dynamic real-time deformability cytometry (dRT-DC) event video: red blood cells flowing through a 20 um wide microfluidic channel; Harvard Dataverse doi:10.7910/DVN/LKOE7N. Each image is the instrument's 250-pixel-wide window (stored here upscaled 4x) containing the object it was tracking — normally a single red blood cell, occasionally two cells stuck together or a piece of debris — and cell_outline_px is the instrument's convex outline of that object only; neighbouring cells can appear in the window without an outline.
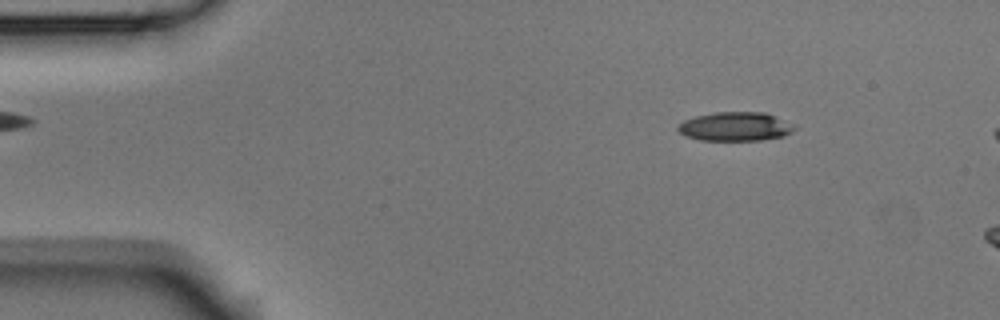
{"species": "Egyptian fruit bat (a non-hibernating species)", "species_latin": "Rousettus aegyptiacus", "temperature_condition": "room temperature", "stored_images_in_passage": 4, "camera_frame_rate_fps": 3000, "um_per_image_px": 0.085, "animal": {"sex": "male"}, "frame": {"image": 1, "passage_image": 2, "time_ms": 0.333, "image_size_px": [1000, 320], "cell_outline_px": [[796, 128], [792, 132], [784, 136], [760, 140], [700, 140], [684, 136], [676, 128], [684, 120], [696, 116], [716, 112], [764, 112], [796, 124]], "centroid_in_image_um": [62.53, 10.76], "position_along_channel_um": 22.5, "area_um2": 19.71}}